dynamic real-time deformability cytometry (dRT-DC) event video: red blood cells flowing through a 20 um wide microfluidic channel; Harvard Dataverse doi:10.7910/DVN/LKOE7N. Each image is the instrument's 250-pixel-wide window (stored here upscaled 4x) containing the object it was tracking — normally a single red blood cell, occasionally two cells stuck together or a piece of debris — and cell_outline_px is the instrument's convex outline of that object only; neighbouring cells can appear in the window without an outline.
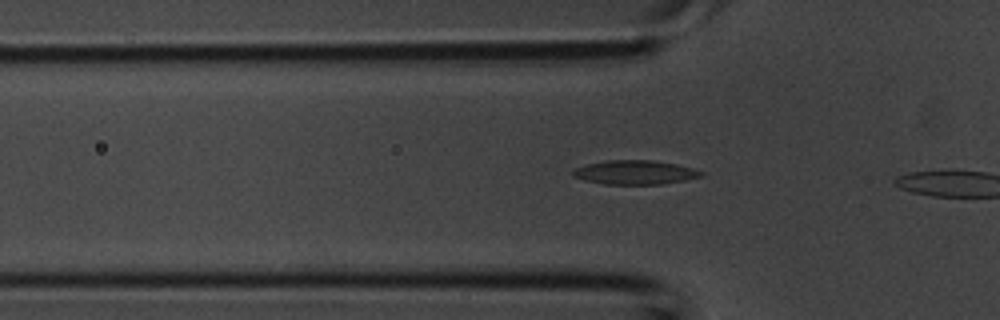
{"species": "common noctule bat (a hibernating species)", "species_latin": "Nyctalus noctula", "temperature_condition": "room temperature", "stored_images_in_passage": 5, "segment_of_instrument_passage": [2, 2], "camera_frame_rate_fps": 3000, "um_per_image_px": 0.085, "animal": {"sex": "male", "body_mass_g": 20.1, "forearm_length_mm": 53.5}, "frame": {"image": 1, "passage_image": 5, "time_ms": 1.333, "image_size_px": [1000, 320], "cell_outline_px": [[704, 176], [664, 184], [604, 184], [584, 180], [572, 176], [572, 172], [576, 168], [588, 164], [608, 160], [652, 160], [676, 164], [692, 168], [704, 172]], "centroid_in_image_um": [53.99, 14.65], "position_along_channel_um": 71.8, "area_um2": 17.92}}